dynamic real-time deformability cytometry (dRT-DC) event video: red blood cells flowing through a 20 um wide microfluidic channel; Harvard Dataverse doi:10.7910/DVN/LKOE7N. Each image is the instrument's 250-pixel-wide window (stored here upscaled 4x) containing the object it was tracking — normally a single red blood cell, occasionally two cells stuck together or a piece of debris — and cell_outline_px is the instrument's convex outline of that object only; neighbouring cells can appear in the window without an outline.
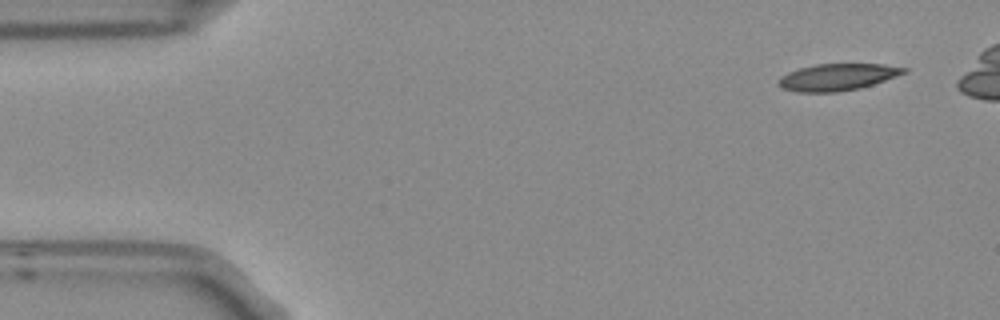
{"species": "Egyptian fruit bat (a non-hibernating species)", "species_latin": "Rousettus aegyptiacus", "temperature_condition": "room temperature", "stored_images_in_passage": 5, "camera_frame_rate_fps": 3000, "um_per_image_px": 0.085, "frame": {"image": 1, "passage_image": 1, "time_ms": 0.0, "image_size_px": [1000, 320], "cell_outline_px": [[908, 72], [860, 88], [836, 92], [796, 92], [780, 88], [776, 84], [776, 80], [780, 76], [788, 72], [800, 68], [816, 64], [884, 64], [908, 68]], "centroid_in_image_um": [71.13, 6.55], "position_along_channel_um": 13.9, "area_um2": 19.71}}